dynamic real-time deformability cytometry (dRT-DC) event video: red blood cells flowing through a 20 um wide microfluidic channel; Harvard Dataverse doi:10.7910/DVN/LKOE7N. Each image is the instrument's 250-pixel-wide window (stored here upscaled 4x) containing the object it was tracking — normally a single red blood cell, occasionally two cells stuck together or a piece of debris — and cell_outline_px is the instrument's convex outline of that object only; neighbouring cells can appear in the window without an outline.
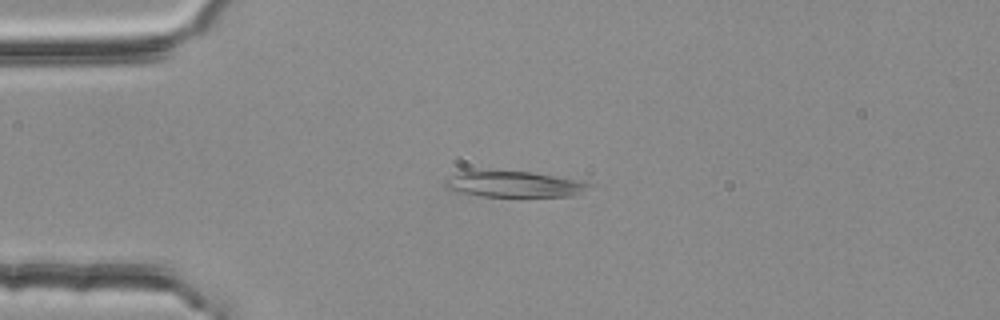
{"species": "common noctule bat (a hibernating species)", "species_latin": "Nyctalus noctula", "temperature_condition": "room temperature", "stored_images_in_passage": 3, "camera_frame_rate_fps": 3000, "um_per_image_px": 0.085, "animal": {"sex": "female", "body_mass_g": 25.1}, "frame": {"image": 1, "passage_image": 2, "time_ms": 0.333, "image_size_px": [1000, 320], "cell_outline_px": [[596, 184], [572, 196], [480, 196], [448, 188], [444, 184], [444, 180], [468, 168], [532, 172], [584, 180]], "centroid_in_image_um": [43.72, 15.61], "position_along_channel_um": 41.3, "area_um2": 22.31}}